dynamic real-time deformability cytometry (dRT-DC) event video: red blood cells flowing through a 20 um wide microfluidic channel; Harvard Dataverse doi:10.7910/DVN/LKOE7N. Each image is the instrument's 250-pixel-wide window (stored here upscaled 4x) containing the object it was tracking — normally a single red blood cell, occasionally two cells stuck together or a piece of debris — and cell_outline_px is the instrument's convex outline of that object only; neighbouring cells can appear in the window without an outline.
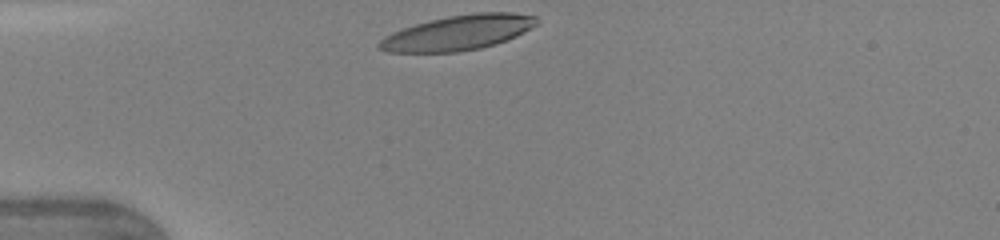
{"species": "human", "species_latin": "Homo sapiens", "temperature_condition": "warm", "stored_images_in_passage": 27, "camera_frame_rate_fps": 3000, "um_per_image_px": 0.085, "donor": {"sex": "female"}, "frame": {"image": 1, "passage_image": 1, "time_ms": 0.0, "image_size_px": [1000, 240], "cell_outline_px": [[536, 24], [524, 32], [516, 36], [496, 44], [480, 48], [456, 52], [388, 52], [380, 48], [376, 44], [384, 36], [392, 32], [416, 24], [448, 16], [476, 12], [512, 12], [536, 16]], "centroid_in_image_um": [38.93, 2.78], "position_along_channel_um": 46.1, "area_um2": 31.79}, "authors_computed_cell_mechanics": {"area_um2": 32.5992, "velocity_mm_per_s": 4.3268, "shape_relaxation_time_tau1_ms": 3.0421, "shape_relaxation_time_tau2_ms": 1.3037, "deformation_change_tau1": 0.1842, "deformation_change_tau2": 0.0832}}